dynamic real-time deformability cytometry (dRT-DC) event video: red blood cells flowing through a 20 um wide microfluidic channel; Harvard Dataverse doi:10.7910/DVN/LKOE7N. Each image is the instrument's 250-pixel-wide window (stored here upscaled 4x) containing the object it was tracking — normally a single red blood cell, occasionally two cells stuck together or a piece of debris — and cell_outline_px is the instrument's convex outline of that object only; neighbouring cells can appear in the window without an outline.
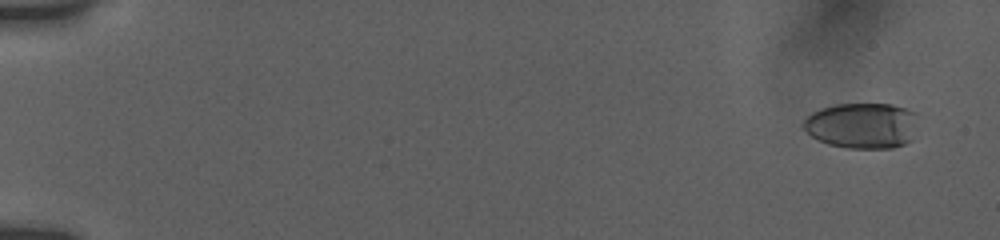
{"species": "human", "species_latin": "Homo sapiens", "temperature_condition": "room temperature", "stored_images_in_passage": 63, "camera_frame_rate_fps": 3000, "um_per_image_px": 0.085, "donor": {"sex": "female"}, "frame": {"image": 1, "passage_image": 7, "time_ms": 1.0, "image_size_px": [1000, 240], "cell_outline_px": [[920, 116], [912, 140], [904, 144], [892, 148], [848, 148], [828, 144], [812, 136], [800, 128], [800, 124], [812, 112], [820, 108], [836, 104], [892, 104], [908, 108], [916, 112]], "centroid_in_image_um": [73.31, 10.66], "position_along_channel_um": 11.7, "area_um2": 31.21}}
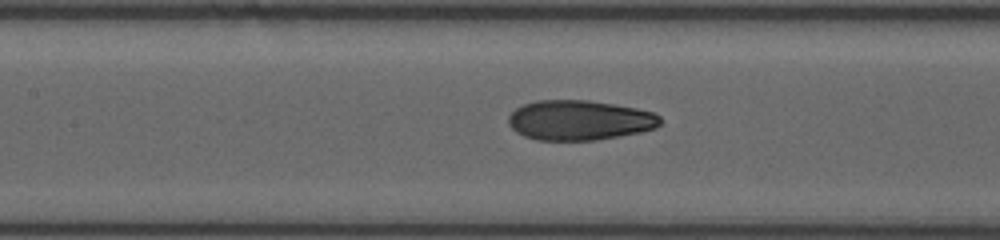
{"frame": {"image": 2, "passage_image": 37, "time_ms": 9.333, "image_size_px": [1000, 240], "cell_outline_px": [[660, 124], [656, 128], [640, 132], [620, 136], [596, 140], [536, 140], [524, 136], [516, 132], [508, 124], [508, 116], [516, 108], [524, 104], [536, 100], [588, 100], [636, 108], [652, 112], [660, 116]], "centroid_in_image_um": [49.23, 10.22], "position_along_channel_um": 158.2, "area_um2": 35.37}}
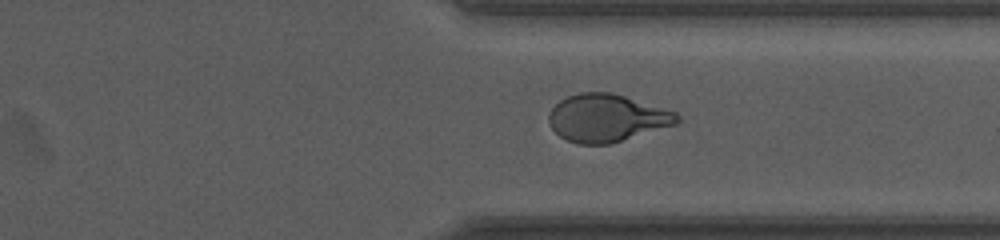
{"frame": {"image": 3, "passage_image": 56, "time_ms": 14.667, "image_size_px": [1000, 240], "cell_outline_px": [[680, 120], [676, 124], [608, 144], [576, 144], [560, 136], [552, 128], [548, 120], [548, 116], [552, 108], [560, 100], [568, 96], [580, 92], [612, 92], [676, 112], [680, 116]], "centroid_in_image_um": [51.56, 10.02], "position_along_channel_um": 359.8, "area_um2": 35.26}}